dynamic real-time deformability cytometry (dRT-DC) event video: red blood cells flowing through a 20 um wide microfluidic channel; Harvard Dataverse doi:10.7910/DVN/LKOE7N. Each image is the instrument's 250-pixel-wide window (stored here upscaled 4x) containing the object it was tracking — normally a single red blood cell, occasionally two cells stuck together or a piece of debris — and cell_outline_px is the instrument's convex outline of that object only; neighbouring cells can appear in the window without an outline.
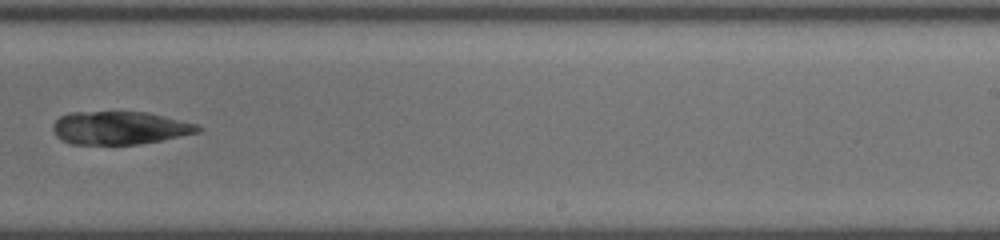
{"species": "common noctule bat (a hibernating species)", "species_latin": "Nyctalus noctula", "temperature_condition": "cold", "stored_images_in_passage": 36, "camera_frame_rate_fps": 3000, "um_per_image_px": 0.085, "animal": {"sex": "female", "body_mass_g": 19.5, "forearm_length_mm": 54.1}, "frame": {"image": 1, "passage_image": 23, "time_ms": 12.333, "image_size_px": [1000, 240], "cell_outline_px": [[204, 128], [200, 132], [140, 144], [72, 144], [60, 140], [56, 136], [52, 128], [52, 124], [60, 116], [68, 112], [148, 112], [200, 124]], "centroid_in_image_um": [10.19, 10.86], "position_along_channel_um": 278.8, "area_um2": 28.21}, "authors_computed_cell_mechanics": {"area_um2": 27.9752, "velocity_mm_per_s": 3.8564, "shape_relaxation_time_tau1_ms": 0.7114, "shape_relaxation_time_tau2_ms": null, "deformation_change_tau1": 0.064, "deformation_change_tau2": null}}